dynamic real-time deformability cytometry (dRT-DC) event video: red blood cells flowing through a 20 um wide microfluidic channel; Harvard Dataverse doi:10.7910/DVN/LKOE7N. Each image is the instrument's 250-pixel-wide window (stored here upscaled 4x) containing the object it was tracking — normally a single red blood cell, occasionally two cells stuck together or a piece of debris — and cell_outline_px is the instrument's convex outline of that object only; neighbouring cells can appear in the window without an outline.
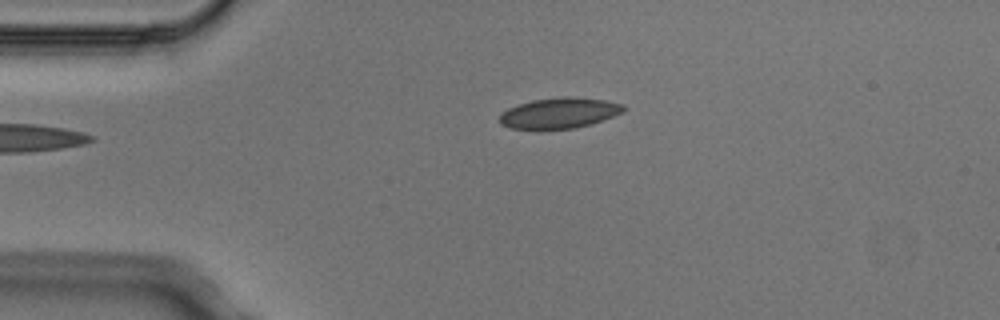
{"species": "Egyptian fruit bat (a non-hibernating species)", "species_latin": "Rousettus aegyptiacus", "temperature_condition": "cold", "stored_images_in_passage": 2, "camera_frame_rate_fps": 3000, "um_per_image_px": 0.085, "animal": {"sex": "male"}, "frame": {"image": 1, "passage_image": 2, "time_ms": 0.333, "image_size_px": [1000, 320], "cell_outline_px": [[624, 112], [592, 124], [576, 128], [536, 132], [508, 128], [500, 124], [500, 112], [508, 108], [532, 100], [564, 96], [572, 96], [604, 100], [624, 104]], "centroid_in_image_um": [47.48, 9.65], "position_along_channel_um": 37.5, "area_um2": 23.0}}